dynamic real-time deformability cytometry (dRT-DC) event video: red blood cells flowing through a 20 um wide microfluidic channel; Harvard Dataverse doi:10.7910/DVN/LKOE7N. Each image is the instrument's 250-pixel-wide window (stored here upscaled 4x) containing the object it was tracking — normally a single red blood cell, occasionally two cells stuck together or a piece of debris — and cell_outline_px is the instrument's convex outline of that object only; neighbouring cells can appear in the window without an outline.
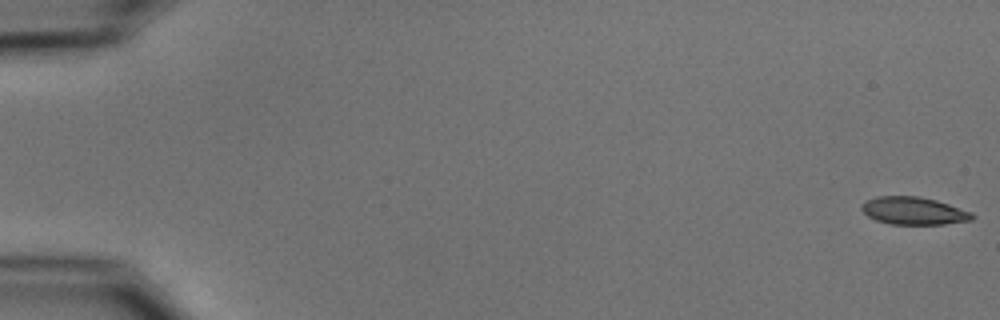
{"species": "common noctule bat (a hibernating species)", "species_latin": "Nyctalus noctula", "temperature_condition": "cold", "stored_images_in_passage": 13, "camera_frame_rate_fps": 3000, "um_per_image_px": 0.085, "animal": {"sex": "male", "body_mass_g": 15.6}, "frame": {"image": 1, "passage_image": 1, "time_ms": 0.0, "image_size_px": [1000, 320], "cell_outline_px": [[976, 216], [972, 220], [944, 224], [892, 224], [876, 220], [868, 216], [860, 208], [868, 200], [876, 196], [920, 196], [936, 200], [972, 212]], "centroid_in_image_um": [77.69, 17.92], "position_along_channel_um": 7.3, "area_um2": 17.69}}